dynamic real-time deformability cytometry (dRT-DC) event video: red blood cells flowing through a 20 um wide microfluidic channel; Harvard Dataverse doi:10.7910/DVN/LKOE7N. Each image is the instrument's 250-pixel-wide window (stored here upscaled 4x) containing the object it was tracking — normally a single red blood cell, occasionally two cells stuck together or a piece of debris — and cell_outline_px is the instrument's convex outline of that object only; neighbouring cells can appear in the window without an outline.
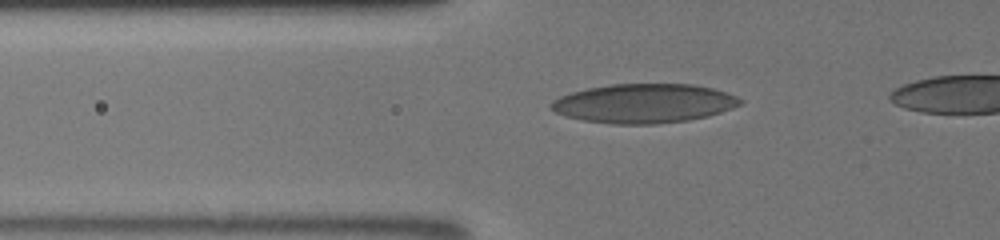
{"species": "human", "species_latin": "Homo sapiens", "temperature_condition": "room temperature", "stored_images_in_passage": 35, "camera_frame_rate_fps": 3000, "um_per_image_px": 0.085, "donor": {"sex": "male"}, "frame": {"image": 1, "passage_image": 10, "time_ms": 3.333, "image_size_px": [1000, 240], "cell_outline_px": [[744, 100], [740, 104], [732, 108], [708, 116], [688, 120], [656, 124], [612, 124], [584, 120], [568, 116], [556, 112], [548, 108], [548, 104], [552, 100], [560, 96], [572, 92], [588, 88], [612, 84], [692, 84], [712, 88], [736, 96]], "centroid_in_image_um": [54.71, 8.79], "position_along_channel_um": 71.1, "area_um2": 43.06}}
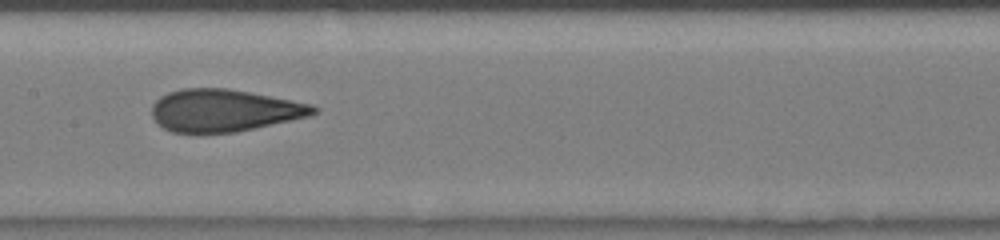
{"frame": {"image": 2, "passage_image": 19, "time_ms": 6.333, "image_size_px": [1000, 240], "cell_outline_px": [[320, 112], [308, 116], [236, 132], [172, 132], [164, 128], [152, 116], [152, 104], [160, 96], [168, 92], [184, 88], [228, 88], [292, 100], [312, 104], [320, 108]], "centroid_in_image_um": [19.06, 9.37], "position_along_channel_um": 188.3, "area_um2": 39.59}}
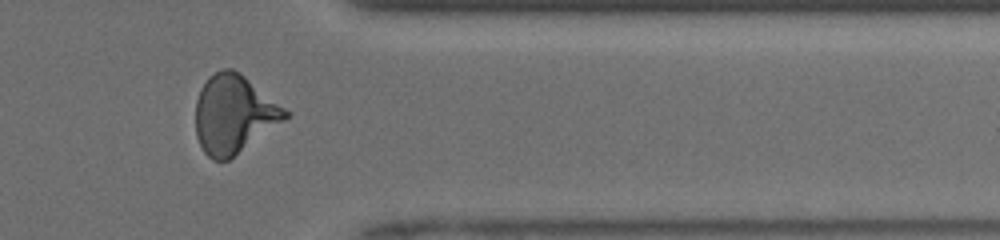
{"frame": {"image": 3, "passage_image": 31, "time_ms": 11.333, "image_size_px": [1000, 240], "cell_outline_px": [[292, 112], [284, 120], [228, 160], [212, 160], [204, 152], [196, 136], [196, 100], [200, 88], [208, 76], [224, 68], [232, 68], [240, 72]], "centroid_in_image_um": [19.87, 9.68], "position_along_channel_um": 391.5, "area_um2": 40.86}}